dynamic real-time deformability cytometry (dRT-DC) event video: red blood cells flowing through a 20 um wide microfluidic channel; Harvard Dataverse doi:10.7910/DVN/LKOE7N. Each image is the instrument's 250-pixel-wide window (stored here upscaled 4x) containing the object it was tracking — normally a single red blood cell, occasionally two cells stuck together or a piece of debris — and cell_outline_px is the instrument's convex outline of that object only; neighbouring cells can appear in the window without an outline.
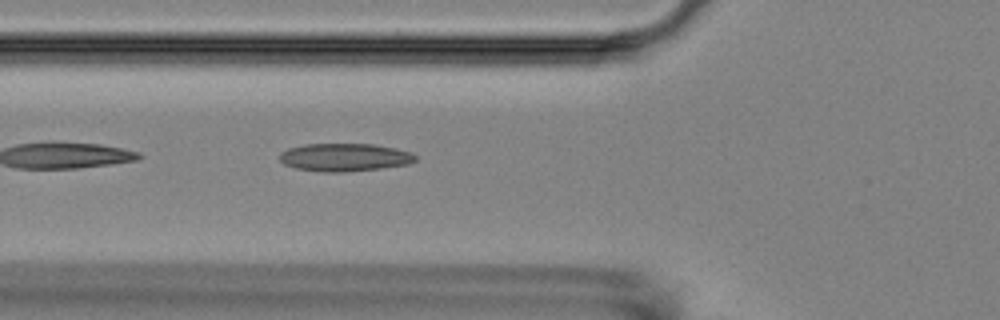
{"species": "Egyptian fruit bat (a non-hibernating species)", "species_latin": "Rousettus aegyptiacus", "temperature_condition": "room temperature", "stored_images_in_passage": 4, "camera_frame_rate_fps": 3000, "um_per_image_px": 0.085, "animal": {"sex": "female"}, "frame": {"image": 1, "passage_image": 4, "time_ms": 3.667, "image_size_px": [1000, 320], "cell_outline_px": [[416, 160], [408, 164], [380, 168], [344, 172], [320, 172], [296, 168], [284, 164], [280, 160], [280, 152], [288, 148], [304, 144], [372, 144], [396, 148], [412, 152], [416, 156]], "centroid_in_image_um": [29.28, 13.37], "position_along_channel_um": 96.5, "area_um2": 22.14}}